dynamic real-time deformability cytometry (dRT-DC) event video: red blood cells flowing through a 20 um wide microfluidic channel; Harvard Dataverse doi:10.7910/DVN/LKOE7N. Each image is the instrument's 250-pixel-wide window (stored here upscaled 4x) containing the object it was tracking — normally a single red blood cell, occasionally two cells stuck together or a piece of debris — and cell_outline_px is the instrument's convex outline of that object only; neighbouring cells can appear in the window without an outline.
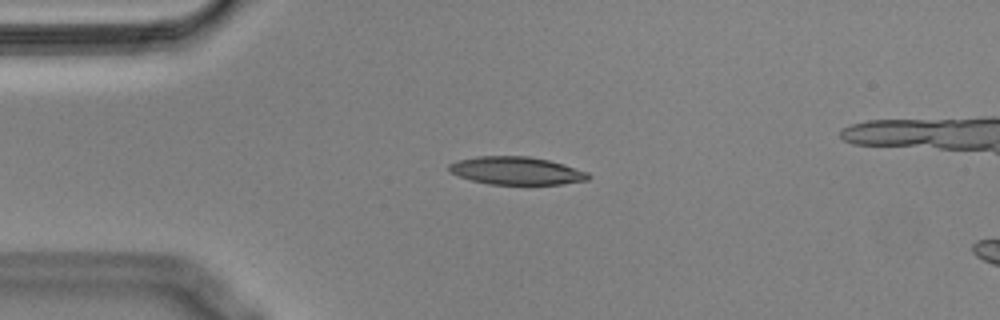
{"species": "Egyptian fruit bat (a non-hibernating species)", "species_latin": "Rousettus aegyptiacus", "temperature_condition": "cold", "stored_images_in_passage": 52, "camera_frame_rate_fps": 3000, "um_per_image_px": 0.085, "animal": {"sex": "male"}, "frame": {"image": 1, "passage_image": 12, "time_ms": 3.667, "image_size_px": [1000, 320], "cell_outline_px": [[592, 176], [588, 180], [560, 184], [488, 184], [472, 180], [448, 172], [448, 164], [460, 160], [476, 156], [528, 156], [548, 160], [564, 164], [588, 172]], "centroid_in_image_um": [43.9, 14.51], "position_along_channel_um": 41.1, "area_um2": 22.6}}
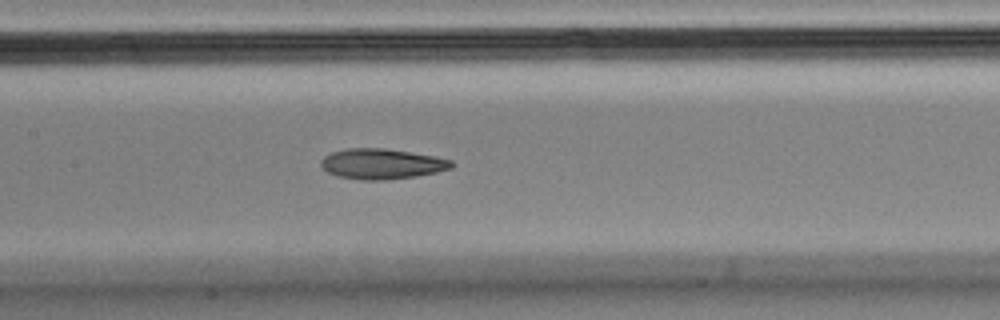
{"frame": {"image": 2, "passage_image": 25, "time_ms": 8.0, "image_size_px": [1000, 320], "cell_outline_px": [[456, 164], [452, 168], [436, 172], [416, 176], [384, 180], [360, 180], [336, 176], [328, 172], [320, 164], [320, 160], [324, 156], [332, 152], [344, 148], [384, 148], [436, 156], [452, 160]], "centroid_in_image_um": [32.46, 13.93], "position_along_channel_um": 174.9, "area_um2": 23.29}}
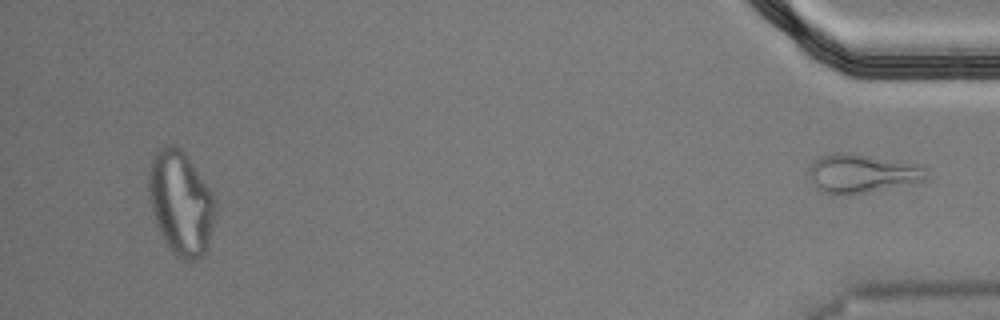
{"frame": {"image": 3, "passage_image": 52, "time_ms": 17.0, "image_size_px": [1000, 320], "cell_outline_px": [[928, 176], [924, 180], [848, 196], [820, 192], [816, 188], [808, 172], [812, 164], [820, 156], [836, 152], [848, 152], [868, 156], [924, 168]], "centroid_in_image_um": [73.14, 14.77], "position_along_channel_um": 362.1, "area_um2": 25.66}}